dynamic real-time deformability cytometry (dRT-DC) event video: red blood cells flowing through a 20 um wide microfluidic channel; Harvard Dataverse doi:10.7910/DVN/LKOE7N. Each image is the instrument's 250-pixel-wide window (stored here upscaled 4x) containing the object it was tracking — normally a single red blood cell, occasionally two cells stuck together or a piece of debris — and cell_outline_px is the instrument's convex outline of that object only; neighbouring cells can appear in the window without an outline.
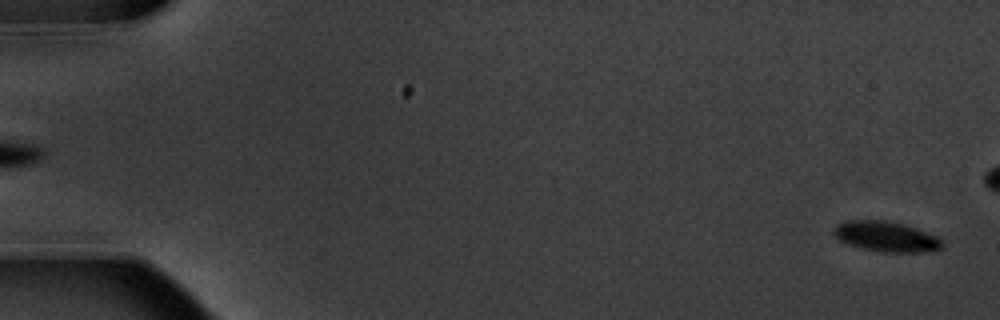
{"species": "common noctule bat (a hibernating species)", "species_latin": "Nyctalus noctula", "temperature_condition": "warm", "stored_images_in_passage": 7, "segment_of_instrument_passage": [2, 2], "camera_frame_rate_fps": 3000, "um_per_image_px": 0.085, "animal": {"sex": "male", "body_mass_g": 20.1, "forearm_length_mm": 53.5}, "frame": {"image": 1, "passage_image": 7, "time_ms": 7.0, "image_size_px": [1000, 320], "cell_outline_px": [[944, 248], [924, 252], [880, 252], [864, 248], [840, 240], [832, 232], [836, 224], [844, 220], [888, 220], [920, 228], [940, 236], [944, 244]], "centroid_in_image_um": [75.41, 20.09], "position_along_channel_um": 9.6, "area_um2": 19.48}}